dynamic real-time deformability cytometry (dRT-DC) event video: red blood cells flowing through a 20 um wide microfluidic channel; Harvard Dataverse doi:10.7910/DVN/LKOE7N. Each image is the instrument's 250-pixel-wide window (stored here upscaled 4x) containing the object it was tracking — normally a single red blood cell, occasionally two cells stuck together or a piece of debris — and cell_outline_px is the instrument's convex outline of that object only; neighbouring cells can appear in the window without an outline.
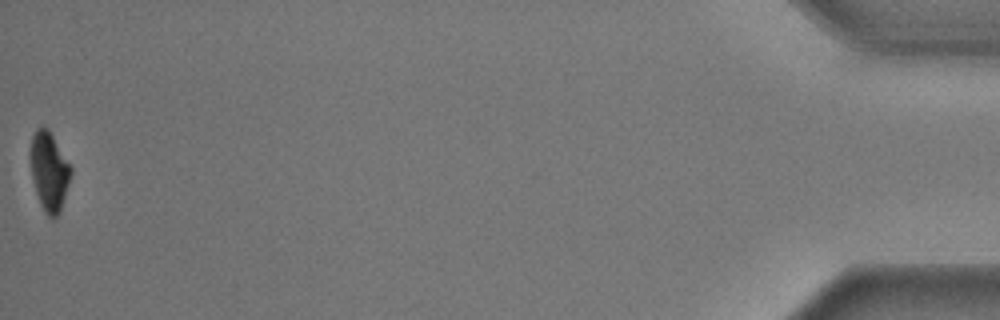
{"species": "common noctule bat (a hibernating species)", "species_latin": "Nyctalus noctula", "temperature_condition": "warm", "stored_images_in_passage": 42, "camera_frame_rate_fps": 3000, "um_per_image_px": 0.085, "animal": {"sex": "male", "body_mass_g": 17.9}, "frame": {"image": 1, "passage_image": 42, "time_ms": 13.667, "image_size_px": [1000, 320], "cell_outline_px": [[72, 172], [60, 212], [52, 220], [44, 212], [40, 204], [36, 192], [32, 176], [32, 136], [36, 128], [48, 128], [72, 168]], "centroid_in_image_um": [4.21, 14.61], "position_along_channel_um": 431.0, "area_um2": 18.09}, "authors_computed_cell_mechanics": {"area_um2": 21.2993, "velocity_mm_per_s": 3.6107, "shape_relaxation_time_tau1_ms": 1.7952, "shape_relaxation_time_tau2_ms": null, "deformation_change_tau1": 0.153, "deformation_change_tau2": null}}